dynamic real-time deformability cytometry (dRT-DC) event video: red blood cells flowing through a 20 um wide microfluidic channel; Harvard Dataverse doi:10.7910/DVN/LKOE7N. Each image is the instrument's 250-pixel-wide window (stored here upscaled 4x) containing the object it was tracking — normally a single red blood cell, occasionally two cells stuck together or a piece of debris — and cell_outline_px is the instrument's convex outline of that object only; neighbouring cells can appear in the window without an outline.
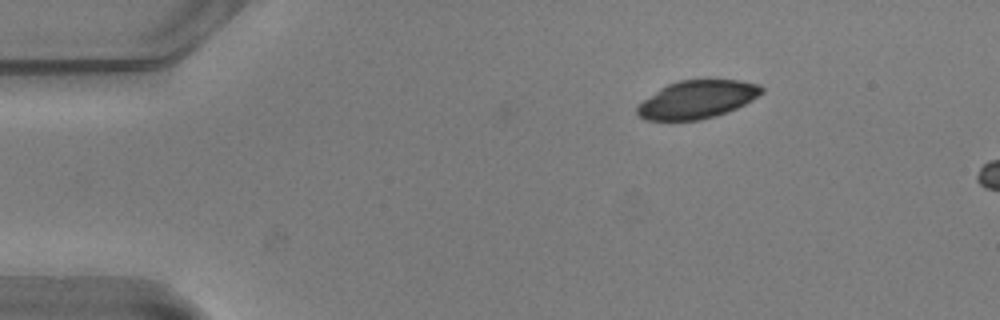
{"species": "common noctule bat (a hibernating species)", "species_latin": "Nyctalus noctula", "temperature_condition": "warm", "stored_images_in_passage": 4, "camera_frame_rate_fps": 3000, "um_per_image_px": 0.085, "animal": {"sex": "male", "body_mass_g": 20.5, "forearm_length_mm": 52.5}, "frame": {"image": 1, "passage_image": 1, "time_ms": 0.0, "image_size_px": [1000, 320], "cell_outline_px": [[764, 92], [752, 100], [736, 108], [716, 116], [700, 120], [644, 120], [636, 112], [636, 108], [644, 100], [660, 88], [668, 84], [680, 80], [740, 80], [760, 84], [764, 88]], "centroid_in_image_um": [59.28, 8.45], "position_along_channel_um": 25.7, "area_um2": 27.46}}